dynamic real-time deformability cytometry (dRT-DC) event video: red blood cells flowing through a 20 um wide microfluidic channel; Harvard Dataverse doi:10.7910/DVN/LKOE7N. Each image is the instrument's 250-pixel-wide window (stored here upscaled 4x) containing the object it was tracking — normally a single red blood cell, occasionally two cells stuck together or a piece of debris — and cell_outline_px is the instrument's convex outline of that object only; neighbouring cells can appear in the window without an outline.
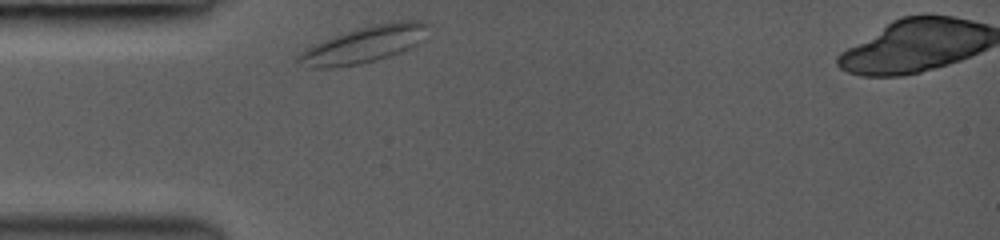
{"species": "common noctule bat (a hibernating species)", "species_latin": "Nyctalus noctula", "temperature_condition": "room temperature", "stored_images_in_passage": 20, "camera_frame_rate_fps": 3000, "um_per_image_px": 0.085, "animal": {"sex": "female", "body_mass_g": 19.0, "forearm_length_mm": 53.3}, "frame": {"image": 1, "passage_image": 1, "time_ms": 0.0, "image_size_px": [1000, 240], "cell_outline_px": [[432, 24], [416, 44], [400, 52], [376, 60], [360, 64], [332, 68], [312, 68], [296, 60], [296, 56], [300, 52], [332, 36], [344, 32], [360, 28], [396, 20], [424, 20]], "centroid_in_image_um": [30.97, 3.77], "position_along_channel_um": 54.0, "area_um2": 27.22}}
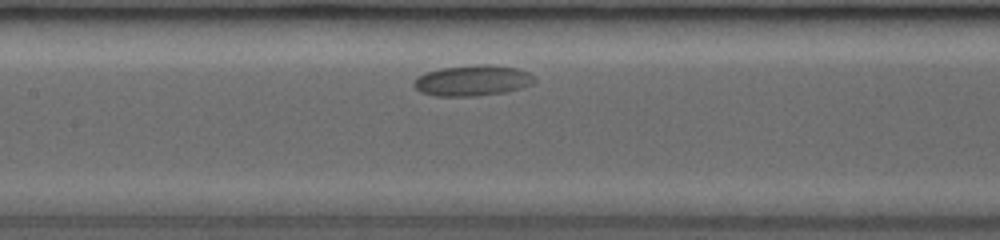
{"frame": {"image": 2, "passage_image": 8, "time_ms": 3.333, "image_size_px": [1000, 240], "cell_outline_px": [[536, 80], [532, 84], [508, 92], [476, 96], [436, 96], [420, 92], [412, 84], [416, 76], [440, 68], [476, 64], [488, 64], [516, 68], [528, 72], [536, 76]], "centroid_in_image_um": [40.17, 6.84], "position_along_channel_um": 167.2, "area_um2": 21.85}}
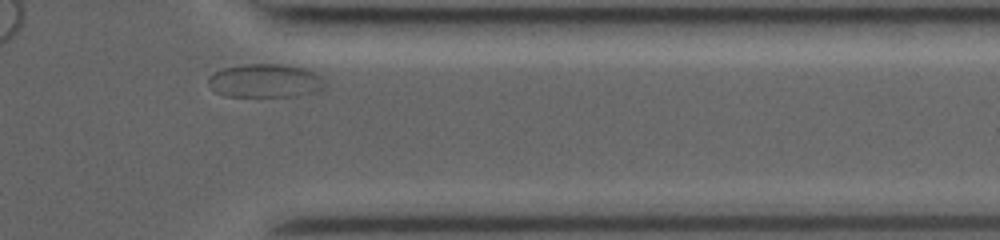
{"frame": {"image": 3, "passage_image": 20, "time_ms": 9.333, "image_size_px": [1000, 240], "cell_outline_px": [[328, 84], [324, 88], [316, 92], [296, 96], [224, 96], [216, 92], [208, 84], [208, 76], [212, 72], [224, 68], [244, 64], [280, 64], [304, 68], [316, 72]], "centroid_in_image_um": [22.56, 6.86], "position_along_channel_um": 388.8, "area_um2": 23.06}}